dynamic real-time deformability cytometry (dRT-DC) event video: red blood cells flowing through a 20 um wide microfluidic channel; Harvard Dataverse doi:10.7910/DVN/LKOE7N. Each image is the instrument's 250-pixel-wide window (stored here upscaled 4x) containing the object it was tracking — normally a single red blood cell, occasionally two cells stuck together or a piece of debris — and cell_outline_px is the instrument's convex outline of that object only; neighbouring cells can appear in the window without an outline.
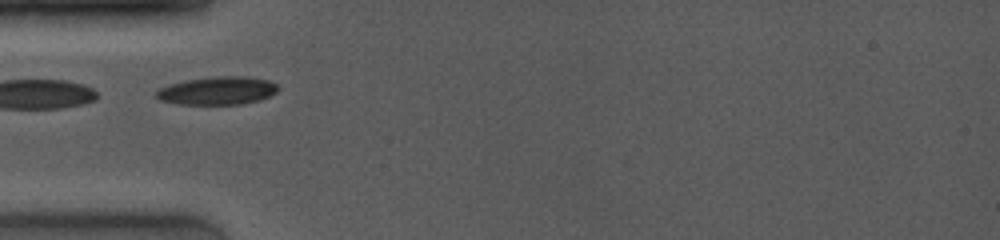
{"species": "common noctule bat (a hibernating species)", "species_latin": "Nyctalus noctula", "temperature_condition": "room temperature", "stored_images_in_passage": 3, "camera_frame_rate_fps": 4000, "um_per_image_px": 0.085, "animal": {"sex": "female", "body_mass_g": 19.0, "forearm_length_mm": 53.3}, "frame": {"image": 1, "passage_image": 1, "time_ms": 0.0, "image_size_px": [1000, 240], "cell_outline_px": [[280, 88], [276, 92], [260, 100], [240, 104], [180, 104], [160, 100], [156, 96], [156, 92], [160, 88], [172, 84], [188, 80], [216, 76], [244, 76], [268, 80], [276, 84]], "centroid_in_image_um": [18.52, 7.71], "position_along_channel_um": 66.5, "area_um2": 19.65}}